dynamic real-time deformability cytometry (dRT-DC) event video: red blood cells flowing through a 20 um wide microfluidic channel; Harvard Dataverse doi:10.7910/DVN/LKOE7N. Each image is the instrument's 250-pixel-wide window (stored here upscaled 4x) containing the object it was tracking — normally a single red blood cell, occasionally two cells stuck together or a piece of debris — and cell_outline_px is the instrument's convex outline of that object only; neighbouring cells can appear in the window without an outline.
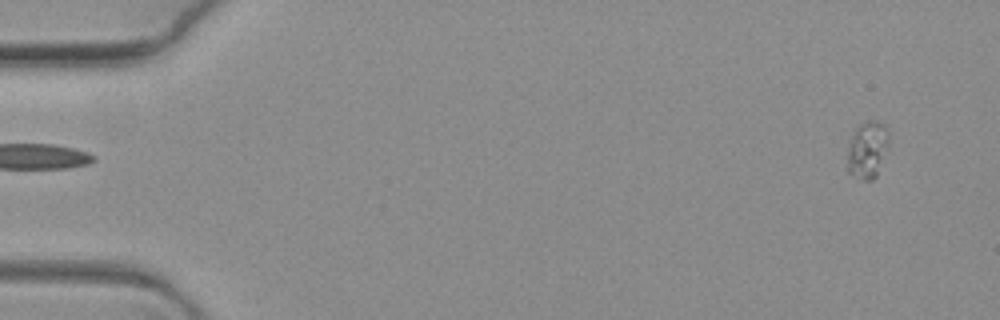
{"species": "common noctule bat (a hibernating species)", "species_latin": "Nyctalus noctula", "temperature_condition": "warm", "stored_images_in_passage": 2, "segment_of_instrument_passage": [2, 2], "camera_frame_rate_fps": 3000, "um_per_image_px": 0.085, "animal": {"sex": "female", "body_mass_g": 19.3, "forearm_length_mm": 54.1}, "frame": {"image": 1, "passage_image": 2, "time_ms": 0.333, "image_size_px": [1000, 320], "cell_outline_px": [[888, 144], [876, 176], [872, 180], [864, 180], [848, 172], [848, 140], [856, 128], [860, 124], [872, 120], [884, 124], [888, 128]], "centroid_in_image_um": [73.72, 12.7], "position_along_channel_um": 11.3, "area_um2": 13.58}}